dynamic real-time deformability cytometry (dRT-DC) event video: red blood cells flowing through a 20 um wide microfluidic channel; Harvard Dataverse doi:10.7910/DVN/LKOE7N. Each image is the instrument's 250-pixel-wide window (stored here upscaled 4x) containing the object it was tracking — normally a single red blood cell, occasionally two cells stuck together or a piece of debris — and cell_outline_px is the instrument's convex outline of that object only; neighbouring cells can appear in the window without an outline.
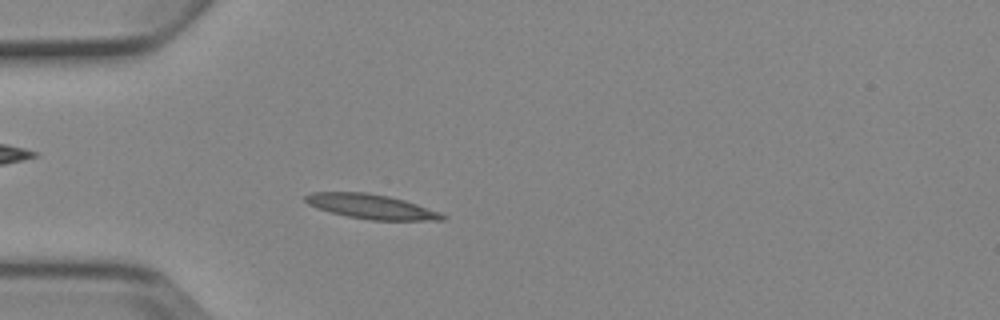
{"species": "Egyptian fruit bat (a non-hibernating species)", "species_latin": "Rousettus aegyptiacus", "temperature_condition": "cold", "stored_images_in_passage": 3, "camera_frame_rate_fps": 3000, "um_per_image_px": 0.085, "animal": {"sex": "female"}, "frame": {"image": 1, "passage_image": 3, "time_ms": 3.333, "image_size_px": [1000, 320], "cell_outline_px": [[448, 216], [444, 220], [368, 220], [348, 216], [316, 208], [308, 204], [304, 200], [304, 196], [312, 192], [368, 192], [388, 196], [404, 200], [440, 212]], "centroid_in_image_um": [31.55, 17.55], "position_along_channel_um": 53.5, "area_um2": 19.59}}